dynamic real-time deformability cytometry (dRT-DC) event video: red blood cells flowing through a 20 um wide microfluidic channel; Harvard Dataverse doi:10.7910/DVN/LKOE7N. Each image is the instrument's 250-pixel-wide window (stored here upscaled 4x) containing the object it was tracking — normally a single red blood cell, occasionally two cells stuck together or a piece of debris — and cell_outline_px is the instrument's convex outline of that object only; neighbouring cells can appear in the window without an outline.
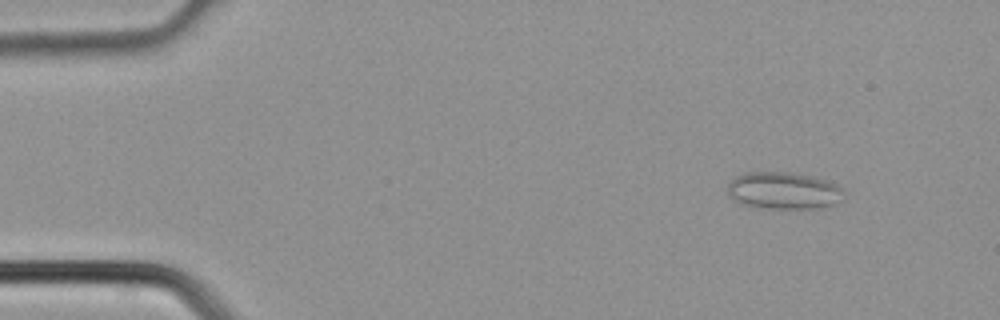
{"species": "common noctule bat (a hibernating species)", "species_latin": "Nyctalus noctula", "temperature_condition": "cold", "stored_images_in_passage": 5, "camera_frame_rate_fps": 3000, "um_per_image_px": 0.085, "animal": {"sex": "male", "body_mass_g": 21.5, "forearm_length_mm": 52.0}, "frame": {"image": 1, "passage_image": 2, "time_ms": 0.333, "image_size_px": [1000, 320], "cell_outline_px": [[844, 200], [836, 204], [820, 208], [772, 208], [744, 204], [736, 200], [728, 192], [728, 184], [736, 176], [744, 172], [788, 172], [812, 176], [832, 180], [844, 192]], "centroid_in_image_um": [66.7, 16.19], "position_along_channel_um": 18.3, "area_um2": 25.14}}